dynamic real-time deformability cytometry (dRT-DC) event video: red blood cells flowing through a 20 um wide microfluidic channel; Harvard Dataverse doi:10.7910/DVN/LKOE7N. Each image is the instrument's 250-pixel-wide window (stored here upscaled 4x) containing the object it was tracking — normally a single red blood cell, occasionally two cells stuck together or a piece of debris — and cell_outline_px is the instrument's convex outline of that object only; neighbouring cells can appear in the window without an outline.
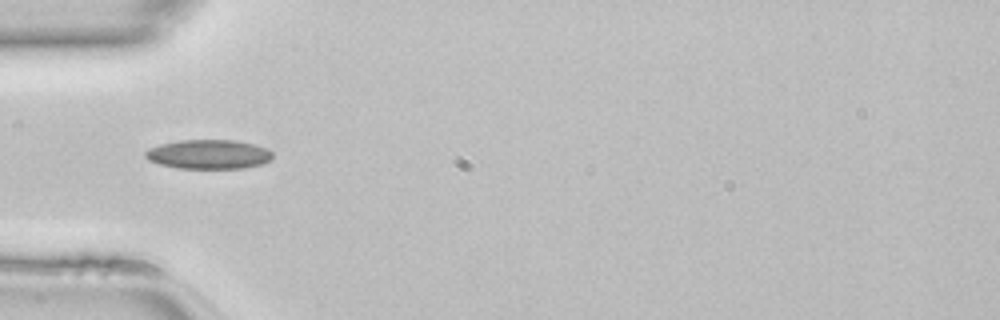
{"species": "common noctule bat (a hibernating species)", "species_latin": "Nyctalus noctula", "temperature_condition": "room temperature", "stored_images_in_passage": 46, "camera_frame_rate_fps": 3000, "um_per_image_px": 0.085, "animal": {"sex": "female", "body_mass_g": 22.7, "forearm_length_mm": 54.2}, "frame": {"image": 1, "passage_image": 14, "time_ms": 4.333, "image_size_px": [1000, 320], "cell_outline_px": [[272, 160], [264, 164], [244, 168], [176, 168], [160, 164], [148, 160], [144, 156], [144, 152], [148, 148], [160, 144], [180, 140], [232, 140], [252, 144], [268, 148], [272, 152]], "centroid_in_image_um": [17.73, 13.12], "position_along_channel_um": 67.3, "area_um2": 21.85}}
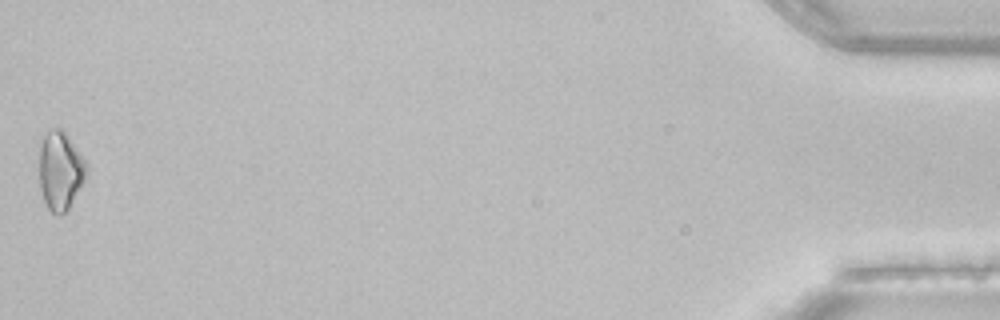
{"frame": {"image": 2, "passage_image": 46, "time_ms": 15.0, "image_size_px": [1000, 320], "cell_outline_px": [[88, 172], [84, 180], [68, 208], [60, 216], [56, 216], [48, 208], [44, 200], [40, 188], [40, 144], [44, 136], [52, 128], [60, 128], [68, 136], [84, 160], [88, 168]], "centroid_in_image_um": [5.12, 14.52], "position_along_channel_um": 430.1, "area_um2": 21.21}}